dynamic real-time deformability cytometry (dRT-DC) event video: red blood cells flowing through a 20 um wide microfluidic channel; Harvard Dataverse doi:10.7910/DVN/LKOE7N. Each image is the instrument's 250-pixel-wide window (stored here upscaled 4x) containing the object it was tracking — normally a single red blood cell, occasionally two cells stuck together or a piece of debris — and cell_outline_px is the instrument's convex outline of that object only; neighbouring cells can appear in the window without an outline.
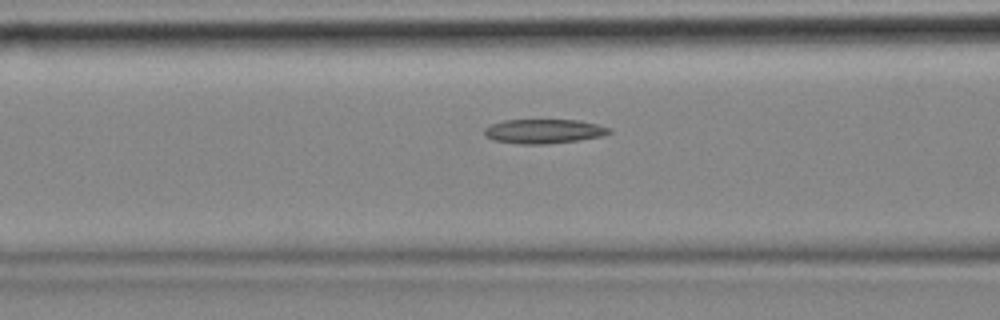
{"species": "common noctule bat (a hibernating species)", "species_latin": "Nyctalus noctula", "temperature_condition": "cold", "stored_images_in_passage": 32, "camera_frame_rate_fps": 3000, "um_per_image_px": 0.085, "animal": {"sex": "female", "body_mass_g": 18.4}, "frame": {"image": 1, "passage_image": 22, "time_ms": 7.0, "image_size_px": [1000, 320], "cell_outline_px": [[612, 132], [604, 136], [580, 140], [544, 144], [520, 144], [492, 140], [484, 136], [484, 128], [492, 124], [504, 120], [580, 120], [612, 128]], "centroid_in_image_um": [46.24, 11.16], "position_along_channel_um": 120.4, "area_um2": 17.86}}